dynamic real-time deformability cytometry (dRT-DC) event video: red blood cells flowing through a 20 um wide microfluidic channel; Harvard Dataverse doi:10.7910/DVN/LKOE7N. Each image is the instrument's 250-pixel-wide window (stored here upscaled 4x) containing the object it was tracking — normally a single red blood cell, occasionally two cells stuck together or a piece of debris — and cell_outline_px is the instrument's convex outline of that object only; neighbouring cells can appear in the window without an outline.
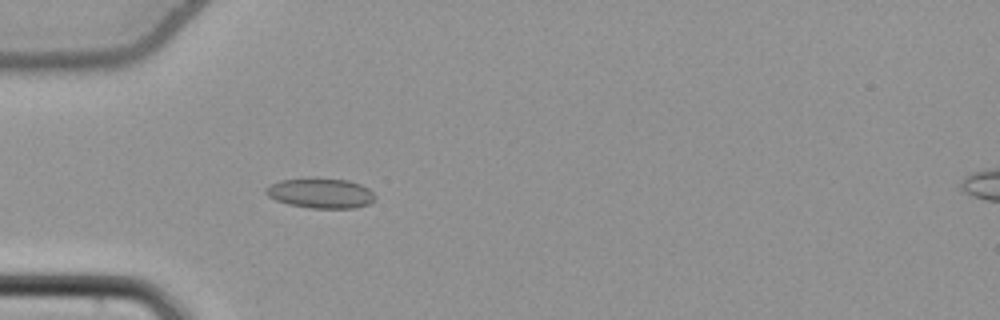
{"species": "common noctule bat (a hibernating species)", "species_latin": "Nyctalus noctula", "temperature_condition": "cold", "stored_images_in_passage": 44, "camera_frame_rate_fps": 3000, "um_per_image_px": 0.085, "animal": {"sex": "female", "body_mass_g": 22.7, "forearm_length_mm": 54.2}, "frame": {"image": 1, "passage_image": 7, "time_ms": 2.0, "image_size_px": [1000, 320], "cell_outline_px": [[376, 200], [368, 204], [356, 208], [308, 208], [288, 204], [276, 200], [268, 196], [264, 192], [264, 188], [280, 180], [348, 180], [360, 184], [368, 188], [376, 196]], "centroid_in_image_um": [27.28, 16.46], "position_along_channel_um": 57.7, "area_um2": 18.67}}
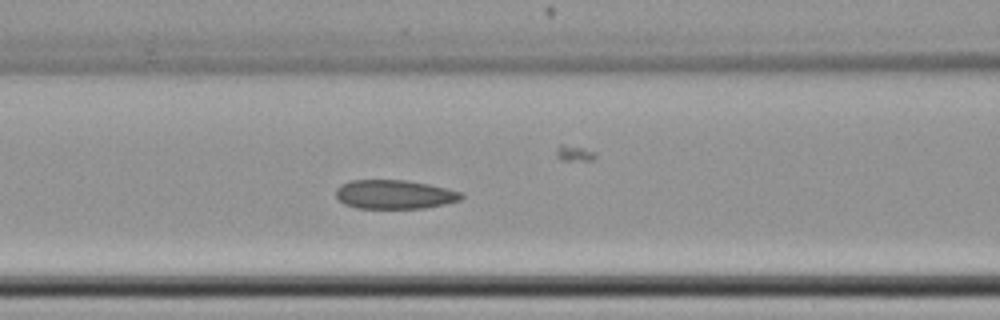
{"frame": {"image": 2, "passage_image": 12, "time_ms": 3.667, "image_size_px": [1000, 320], "cell_outline_px": [[464, 196], [460, 200], [444, 204], [424, 208], [356, 208], [344, 204], [336, 196], [336, 188], [340, 184], [352, 180], [404, 180], [428, 184], [460, 192]], "centroid_in_image_um": [33.49, 16.53], "position_along_channel_um": 133.1, "area_um2": 21.04}}
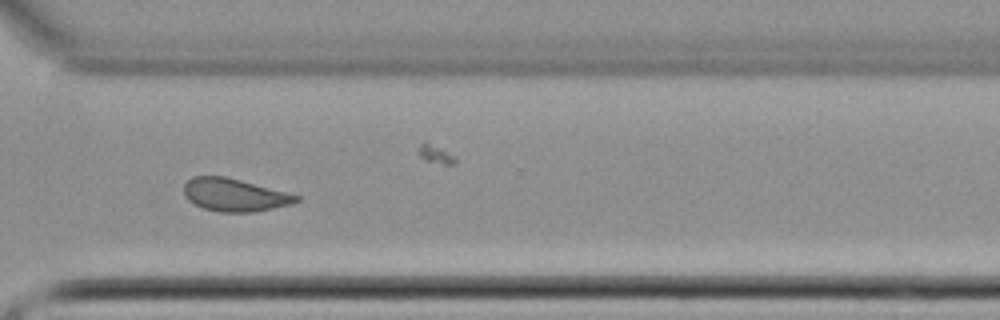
{"frame": {"image": 3, "passage_image": 29, "time_ms": 9.333, "image_size_px": [1000, 320], "cell_outline_px": [[300, 200], [292, 204], [252, 212], [220, 212], [204, 208], [188, 200], [184, 196], [184, 184], [192, 176], [228, 176], [300, 196]], "centroid_in_image_um": [19.92, 16.55], "position_along_channel_um": 350.7, "area_um2": 21.44}, "authors_computed_cell_mechanics": {"area_um2": 21.4149, "velocity_mm_per_s": 3.8368, "shape_relaxation_time_tau1_ms": null, "shape_relaxation_time_tau2_ms": 2.0569, "deformation_change_tau1": null, "deformation_change_tau2": 0.0929}}